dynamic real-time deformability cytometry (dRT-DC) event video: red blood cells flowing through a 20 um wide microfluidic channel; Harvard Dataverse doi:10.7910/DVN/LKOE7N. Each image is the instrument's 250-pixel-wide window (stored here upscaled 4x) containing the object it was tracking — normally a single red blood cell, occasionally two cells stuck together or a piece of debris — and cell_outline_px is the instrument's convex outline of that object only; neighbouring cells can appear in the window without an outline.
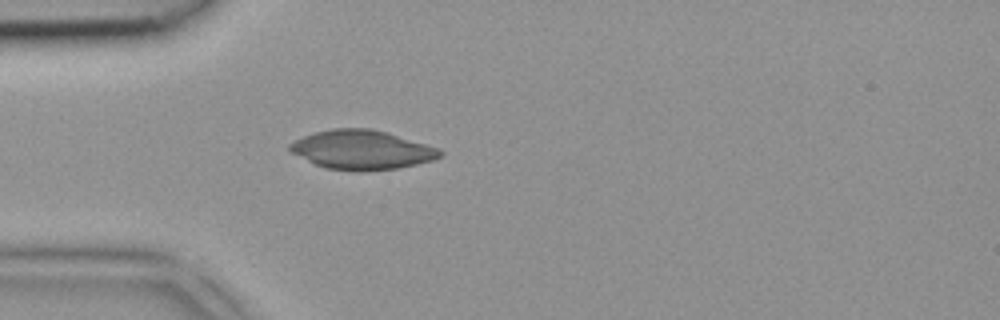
{"species": "common noctule bat (a hibernating species)", "species_latin": "Nyctalus noctula", "temperature_condition": "room temperature", "stored_images_in_passage": 3, "camera_frame_rate_fps": 3000, "um_per_image_px": 0.085, "animal": {"sex": "female", "body_mass_g": 18.4}, "frame": {"image": 1, "passage_image": 3, "time_ms": 0.667, "image_size_px": [1000, 320], "cell_outline_px": [[444, 156], [432, 160], [416, 164], [396, 168], [324, 168], [288, 152], [288, 144], [304, 136], [316, 132], [332, 128], [372, 128], [388, 132], [440, 148], [444, 152]], "centroid_in_image_um": [30.77, 12.68], "position_along_channel_um": 54.2, "area_um2": 33.64}}